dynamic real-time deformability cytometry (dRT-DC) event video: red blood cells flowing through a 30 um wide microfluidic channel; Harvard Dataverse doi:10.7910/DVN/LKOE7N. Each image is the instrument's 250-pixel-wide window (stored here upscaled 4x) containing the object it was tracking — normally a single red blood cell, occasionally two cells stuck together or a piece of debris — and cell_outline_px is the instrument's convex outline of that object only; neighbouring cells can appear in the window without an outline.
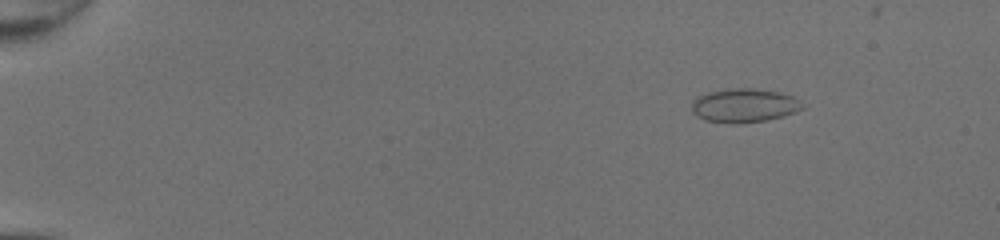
{"species": "common noctule bat (a hibernating species)", "species_latin": "Nyctalus noctula", "temperature_condition": "room temperature", "stored_images_in_passage": 51, "camera_frame_rate_fps": 3000, "um_per_image_px": 0.085, "animal": {"sex": "female", "body_mass_g": 20.0, "forearm_length_mm": 54.0}, "frame": {"image": 1, "passage_image": 8, "time_ms": 2.333, "image_size_px": [1000, 240], "cell_outline_px": [[804, 108], [796, 112], [784, 116], [764, 120], [704, 120], [696, 116], [692, 112], [692, 100], [708, 92], [728, 88], [752, 88], [776, 92], [792, 96]], "centroid_in_image_um": [63.23, 8.91], "position_along_channel_um": 21.8, "area_um2": 20.75}}
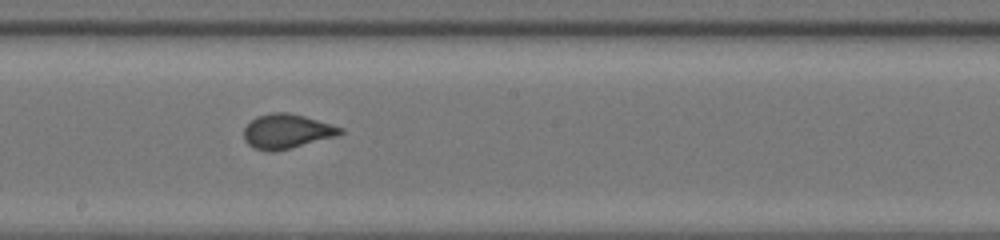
{"frame": {"image": 2, "passage_image": 31, "time_ms": 10.0, "image_size_px": [1000, 240], "cell_outline_px": [[344, 132], [336, 136], [292, 148], [272, 152], [268, 152], [256, 148], [248, 144], [244, 140], [244, 128], [256, 116], [272, 112], [288, 112], [304, 116], [344, 128]], "centroid_in_image_um": [24.37, 11.16], "position_along_channel_um": 223.8, "area_um2": 19.36}}
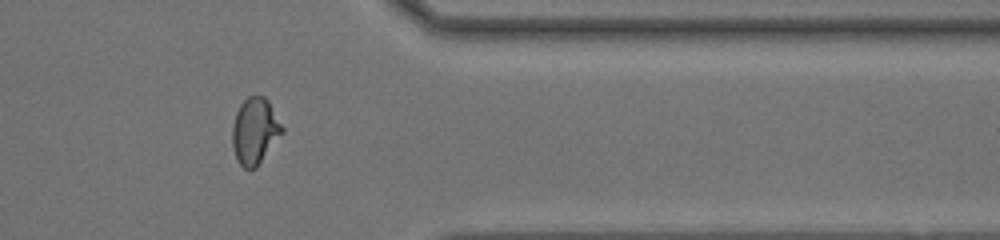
{"frame": {"image": 3, "passage_image": 43, "time_ms": 14.0, "image_size_px": [1000, 240], "cell_outline_px": [[284, 132], [256, 168], [244, 168], [236, 160], [232, 148], [232, 124], [236, 112], [240, 104], [248, 96], [264, 96], [268, 100], [284, 128]], "centroid_in_image_um": [21.66, 11.14], "position_along_channel_um": 389.7, "area_um2": 19.42}, "authors_computed_cell_mechanics": {"area_um2": 19.941, "velocity_mm_per_s": 4.3475, "shape_relaxation_time_tau1_ms": 7.1901, "shape_relaxation_time_tau2_ms": null, "deformation_change_tau1": 0.191, "deformation_change_tau2": null}}